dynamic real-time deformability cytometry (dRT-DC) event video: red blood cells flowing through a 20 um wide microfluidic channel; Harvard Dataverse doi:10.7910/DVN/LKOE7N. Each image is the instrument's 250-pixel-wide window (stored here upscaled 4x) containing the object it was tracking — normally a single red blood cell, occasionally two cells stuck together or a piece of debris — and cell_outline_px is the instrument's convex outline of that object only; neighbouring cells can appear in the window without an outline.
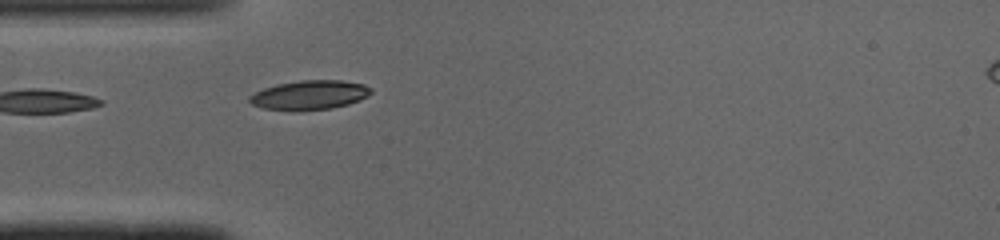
{"species": "common noctule bat (a hibernating species)", "species_latin": "Nyctalus noctula", "temperature_condition": "cold", "stored_images_in_passage": 33, "camera_frame_rate_fps": 3000, "um_per_image_px": 0.085, "animal": {"sex": "male", "body_mass_g": 19.0, "forearm_length_mm": 50.8}, "frame": {"image": 1, "passage_image": 1, "time_ms": 0.0, "image_size_px": [1000, 240], "cell_outline_px": [[372, 92], [368, 96], [348, 104], [332, 108], [296, 112], [292, 112], [264, 108], [252, 104], [248, 100], [248, 96], [264, 88], [276, 84], [300, 80], [340, 80], [364, 84], [372, 88]], "centroid_in_image_um": [26.3, 8.09], "position_along_channel_um": 58.7, "area_um2": 21.04}}
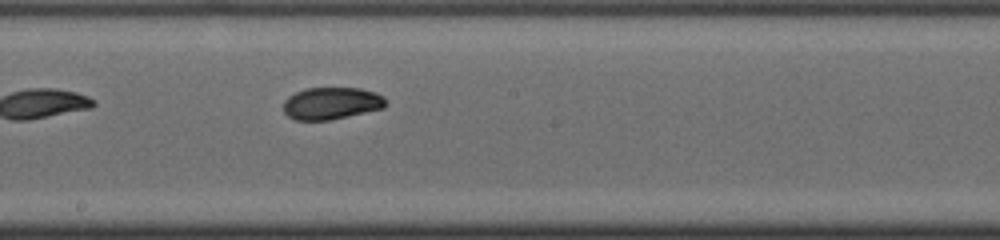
{"frame": {"image": 2, "passage_image": 13, "time_ms": 4.0, "image_size_px": [1000, 240], "cell_outline_px": [[388, 104], [384, 108], [328, 120], [296, 120], [288, 116], [284, 112], [284, 100], [288, 96], [304, 88], [360, 88], [376, 92], [384, 96], [388, 100]], "centroid_in_image_um": [28.2, 8.77], "position_along_channel_um": 220.0, "area_um2": 19.31}}
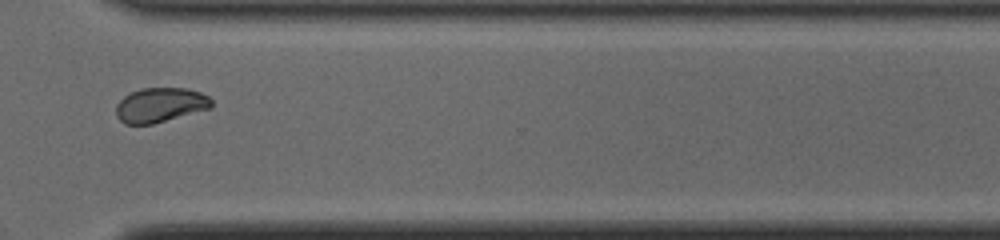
{"frame": {"image": 3, "passage_image": 23, "time_ms": 7.333, "image_size_px": [1000, 240], "cell_outline_px": [[212, 108], [152, 124], [124, 124], [116, 116], [116, 104], [124, 96], [140, 88], [188, 88], [200, 92], [208, 96], [212, 100]], "centroid_in_image_um": [13.62, 8.92], "position_along_channel_um": 357.0, "area_um2": 19.31}, "authors_computed_cell_mechanics": {"area_um2": 19.5364, "velocity_mm_per_s": 4.0831, "shape_relaxation_time_tau1_ms": 5.8075, "shape_relaxation_time_tau2_ms": 2.2724, "deformation_change_tau1": 0.1497, "deformation_change_tau2": 0.0481}}